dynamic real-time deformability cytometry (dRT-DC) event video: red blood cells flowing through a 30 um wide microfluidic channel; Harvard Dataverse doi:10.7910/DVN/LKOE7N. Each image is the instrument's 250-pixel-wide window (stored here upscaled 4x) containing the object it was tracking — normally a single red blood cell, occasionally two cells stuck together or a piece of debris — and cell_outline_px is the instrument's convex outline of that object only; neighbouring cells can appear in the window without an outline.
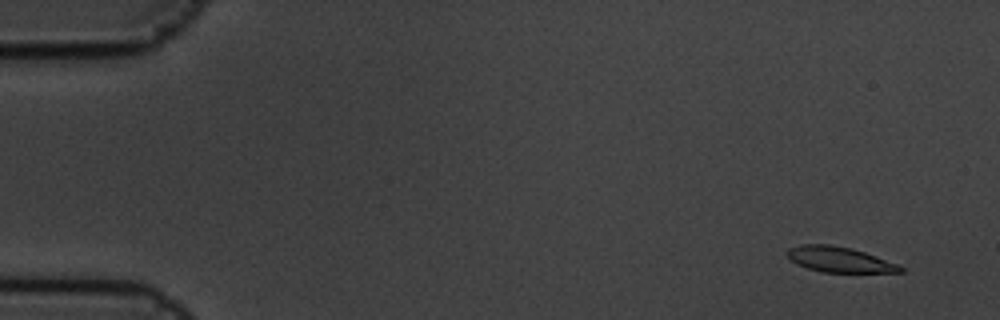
{"species": "common noctule bat (a hibernating species)", "species_latin": "Nyctalus noctula", "temperature_condition": "cold", "stored_images_in_passage": 10, "camera_frame_rate_fps": 3000, "um_per_image_px": 0.085, "animal": {"sex": "male", "body_mass_g": 19.5, "forearm_length_mm": 54.6}, "frame": {"image": 1, "passage_image": 1, "time_ms": 0.0, "image_size_px": [1000, 320], "cell_outline_px": [[904, 272], [820, 272], [796, 264], [784, 252], [788, 248], [800, 244], [832, 244], [852, 248], [876, 256], [896, 264], [904, 268]], "centroid_in_image_um": [71.29, 22.04], "position_along_channel_um": 13.7, "area_um2": 16.76}}
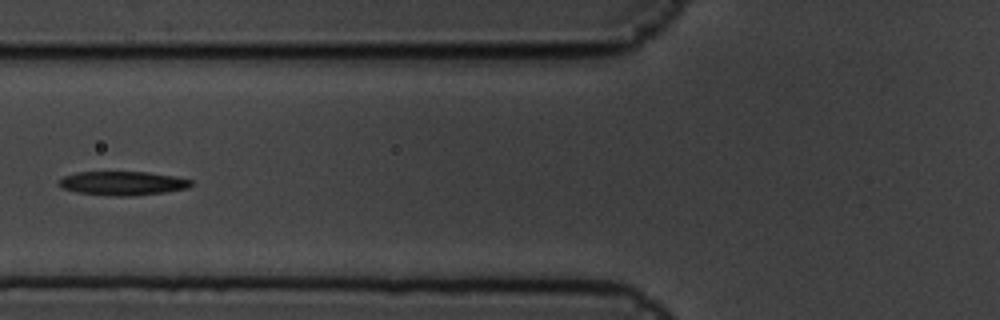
{"frame": {"image": 2, "passage_image": 6, "time_ms": 1.667, "image_size_px": [1000, 320], "cell_outline_px": [[192, 184], [188, 188], [164, 192], [132, 196], [116, 196], [76, 192], [60, 188], [56, 184], [64, 176], [76, 172], [148, 172], [176, 176], [192, 180]], "centroid_in_image_um": [10.4, 15.57], "position_along_channel_um": 115.4, "area_um2": 18.5}}
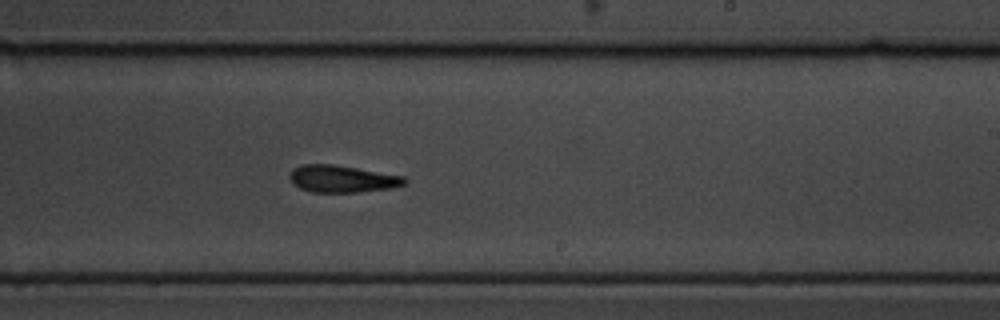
{"frame": {"image": 3, "passage_image": 10, "time_ms": 3.0, "image_size_px": [1000, 320], "cell_outline_px": [[408, 180], [404, 184], [392, 188], [356, 192], [312, 192], [300, 188], [292, 184], [288, 176], [292, 168], [300, 164], [332, 164], [404, 176]], "centroid_in_image_um": [29.03, 15.2], "position_along_channel_um": 260.0, "area_um2": 18.21}}